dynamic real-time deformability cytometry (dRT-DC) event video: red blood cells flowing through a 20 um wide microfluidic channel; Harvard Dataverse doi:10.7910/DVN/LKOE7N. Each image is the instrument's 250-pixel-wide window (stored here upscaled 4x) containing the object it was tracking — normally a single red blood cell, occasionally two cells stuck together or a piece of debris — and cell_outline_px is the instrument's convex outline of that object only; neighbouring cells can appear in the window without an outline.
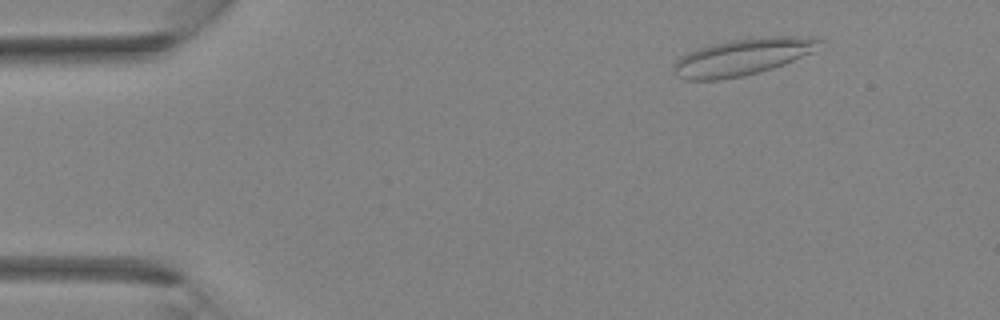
{"species": "Egyptian fruit bat (a non-hibernating species)", "species_latin": "Rousettus aegyptiacus", "temperature_condition": "room temperature", "stored_images_in_passage": 34, "camera_frame_rate_fps": 3000, "um_per_image_px": 0.085, "animal": {"sex": "female"}, "frame": {"image": 1, "passage_image": 1, "time_ms": 0.0, "image_size_px": [1000, 320], "cell_outline_px": [[824, 40], [816, 52], [784, 64], [760, 72], [744, 76], [720, 80], [684, 80], [676, 76], [672, 72], [672, 64], [680, 56], [688, 52], [712, 44], [728, 40], [772, 36], [788, 36]], "centroid_in_image_um": [63.08, 4.86], "position_along_channel_um": 21.9, "area_um2": 31.5}}
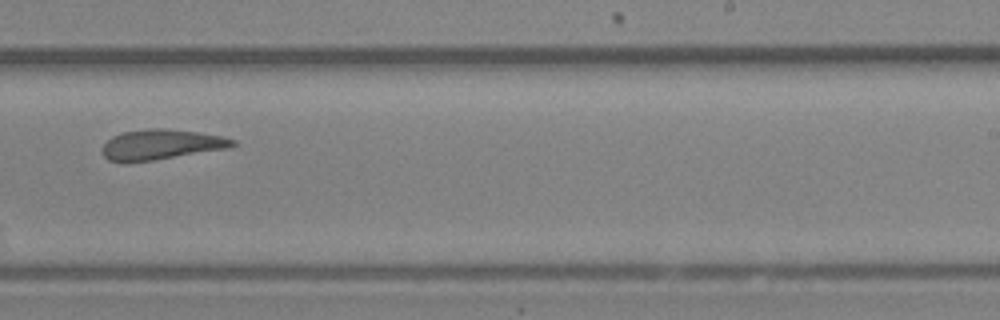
{"frame": {"image": 2, "passage_image": 20, "time_ms": 6.333, "image_size_px": [1000, 320], "cell_outline_px": [[236, 144], [232, 148], [152, 160], [108, 160], [100, 152], [100, 148], [112, 136], [124, 132], [148, 128], [164, 128], [196, 132], [224, 136], [236, 140]], "centroid_in_image_um": [13.75, 12.26], "position_along_channel_um": 275.2, "area_um2": 22.72}}
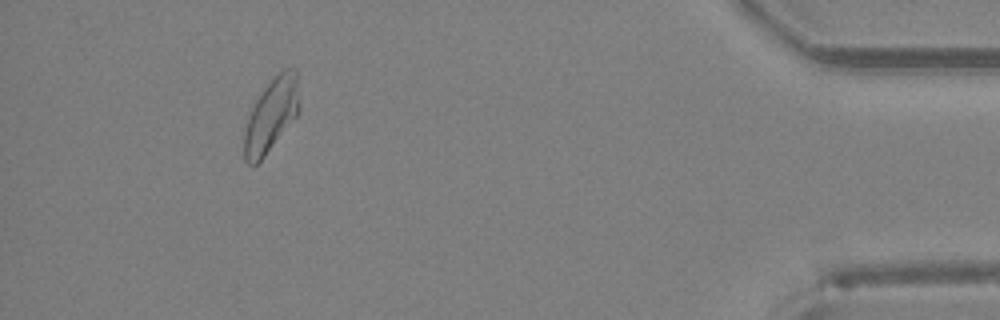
{"frame": {"image": 3, "passage_image": 31, "time_ms": 10.0, "image_size_px": [1000, 320], "cell_outline_px": [[300, 112], [264, 156], [256, 164], [248, 164], [244, 160], [244, 132], [248, 116], [256, 100], [264, 88], [284, 68], [296, 68], [300, 104]], "centroid_in_image_um": [23.07, 9.78], "position_along_channel_um": 412.1, "area_um2": 23.35}}